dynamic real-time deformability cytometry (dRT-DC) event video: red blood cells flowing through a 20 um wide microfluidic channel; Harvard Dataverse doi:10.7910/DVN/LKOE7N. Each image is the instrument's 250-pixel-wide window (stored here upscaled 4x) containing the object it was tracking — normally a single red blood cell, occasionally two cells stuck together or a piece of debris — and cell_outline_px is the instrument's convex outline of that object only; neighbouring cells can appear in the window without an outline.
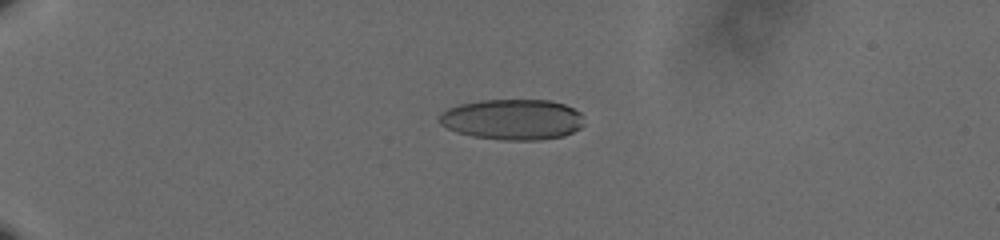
{"species": "human", "species_latin": "Homo sapiens", "temperature_condition": "cold", "stored_images_in_passage": 60, "camera_frame_rate_fps": 3000, "um_per_image_px": 0.085, "donor": {"sex": "male"}, "frame": {"image": 1, "passage_image": 17, "time_ms": 5.333, "image_size_px": [1000, 240], "cell_outline_px": [[584, 124], [580, 128], [564, 136], [540, 140], [504, 140], [472, 136], [456, 132], [440, 124], [440, 112], [448, 108], [460, 104], [480, 100], [548, 100], [564, 104], [580, 112], [584, 116]], "centroid_in_image_um": [43.58, 10.15], "position_along_channel_um": 41.4, "area_um2": 34.45}}
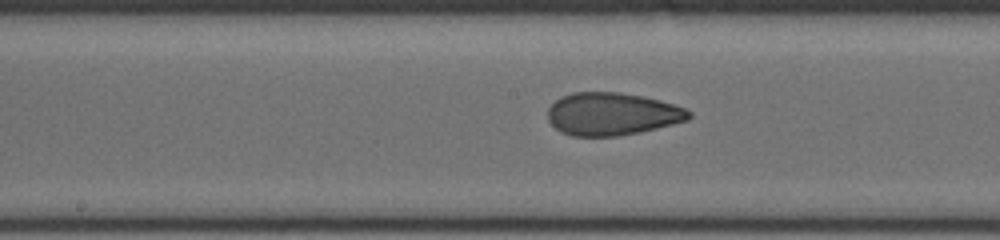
{"frame": {"image": 2, "passage_image": 35, "time_ms": 11.333, "image_size_px": [1000, 240], "cell_outline_px": [[692, 116], [688, 120], [640, 132], [616, 136], [572, 136], [560, 132], [548, 120], [548, 108], [560, 96], [572, 92], [620, 92], [660, 100], [684, 108], [692, 112]], "centroid_in_image_um": [52.01, 9.68], "position_along_channel_um": 196.2, "area_um2": 35.08}}
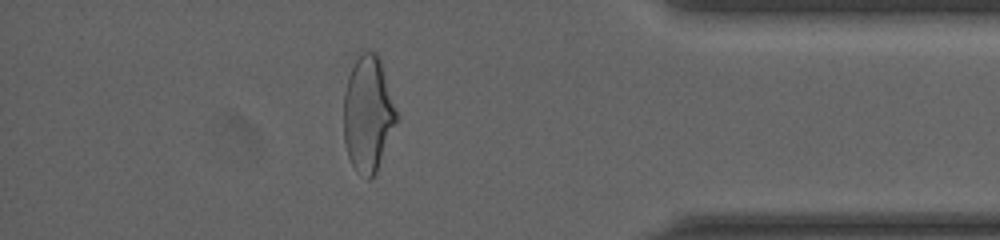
{"frame": {"image": 3, "passage_image": 54, "time_ms": 17.667, "image_size_px": [1000, 240], "cell_outline_px": [[396, 120], [376, 172], [368, 180], [356, 172], [348, 156], [344, 140], [344, 92], [348, 76], [356, 60], [364, 52], [376, 52], [380, 56], [396, 112]], "centroid_in_image_um": [31.25, 9.69], "position_along_channel_um": 404.0, "area_um2": 34.91}, "authors_computed_cell_mechanics": {"area_um2": 34.9112, "velocity_mm_per_s": 3.6321, "shape_relaxation_time_tau1_ms": null, "shape_relaxation_time_tau2_ms": 1.233, "deformation_change_tau1": null, "deformation_change_tau2": 0.0699}}